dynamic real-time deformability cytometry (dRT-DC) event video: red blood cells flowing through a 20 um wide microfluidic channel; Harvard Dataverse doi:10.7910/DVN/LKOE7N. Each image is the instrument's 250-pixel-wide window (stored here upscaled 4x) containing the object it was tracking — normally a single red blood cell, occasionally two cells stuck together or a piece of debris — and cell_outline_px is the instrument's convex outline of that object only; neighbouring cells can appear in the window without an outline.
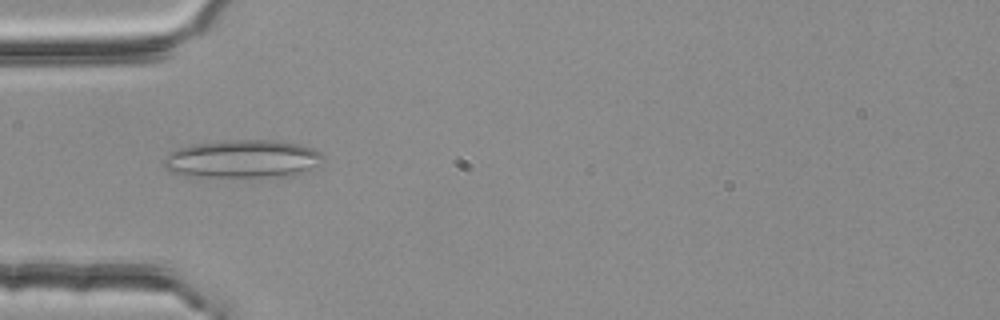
{"species": "common noctule bat (a hibernating species)", "species_latin": "Nyctalus noctula", "temperature_condition": "room temperature", "stored_images_in_passage": 3, "camera_frame_rate_fps": 3000, "um_per_image_px": 0.085, "animal": {"sex": "female", "body_mass_g": 25.1}, "frame": {"image": 1, "passage_image": 2, "time_ms": 0.333, "image_size_px": [1000, 320], "cell_outline_px": [[324, 156], [320, 168], [284, 176], [184, 176], [168, 172], [164, 168], [164, 156], [168, 152], [176, 148], [188, 144], [228, 140], [272, 140], [300, 144], [312, 148], [320, 152]], "centroid_in_image_um": [20.59, 13.5], "position_along_channel_um": 64.4, "area_um2": 35.78}}